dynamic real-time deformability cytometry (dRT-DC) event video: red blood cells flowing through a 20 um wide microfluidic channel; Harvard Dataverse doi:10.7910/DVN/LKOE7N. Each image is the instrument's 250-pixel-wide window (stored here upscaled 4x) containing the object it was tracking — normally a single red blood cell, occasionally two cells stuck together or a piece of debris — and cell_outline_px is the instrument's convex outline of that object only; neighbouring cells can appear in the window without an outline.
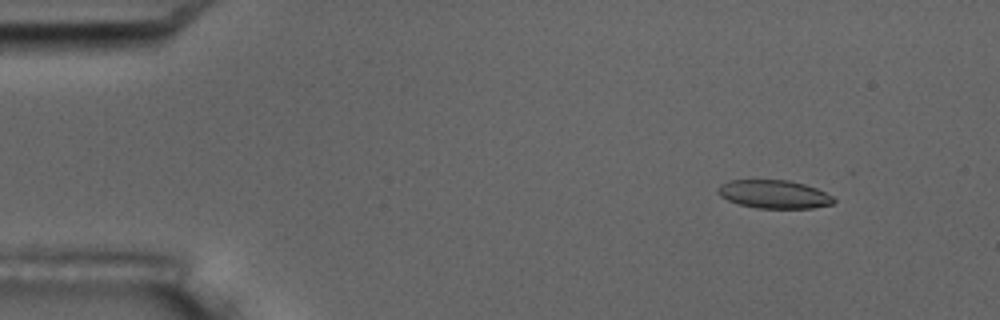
{"species": "common noctule bat (a hibernating species)", "species_latin": "Nyctalus noctula", "temperature_condition": "room temperature", "stored_images_in_passage": 5, "camera_frame_rate_fps": 3000, "um_per_image_px": 0.085, "animal": {"sex": "male", "body_mass_g": 17.5, "forearm_length_mm": 52.3}, "frame": {"image": 1, "passage_image": 1, "time_ms": 0.0, "image_size_px": [1000, 320], "cell_outline_px": [[836, 200], [832, 204], [812, 208], [756, 208], [740, 204], [728, 200], [720, 196], [716, 192], [716, 188], [720, 184], [728, 180], [788, 180], [804, 184], [816, 188], [832, 196]], "centroid_in_image_um": [65.75, 16.5], "position_along_channel_um": 19.2, "area_um2": 19.13}}
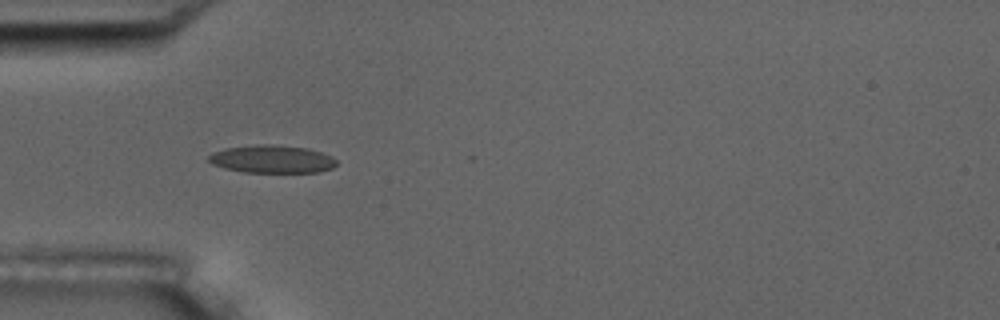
{"frame": {"image": 2, "passage_image": 4, "time_ms": 3.667, "image_size_px": [1000, 320], "cell_outline_px": [[336, 164], [332, 168], [320, 172], [244, 172], [224, 168], [212, 164], [208, 160], [208, 156], [212, 152], [224, 148], [260, 144], [272, 144], [308, 148], [332, 156], [336, 160]], "centroid_in_image_um": [23.1, 13.52], "position_along_channel_um": 61.9, "area_um2": 20.81}}